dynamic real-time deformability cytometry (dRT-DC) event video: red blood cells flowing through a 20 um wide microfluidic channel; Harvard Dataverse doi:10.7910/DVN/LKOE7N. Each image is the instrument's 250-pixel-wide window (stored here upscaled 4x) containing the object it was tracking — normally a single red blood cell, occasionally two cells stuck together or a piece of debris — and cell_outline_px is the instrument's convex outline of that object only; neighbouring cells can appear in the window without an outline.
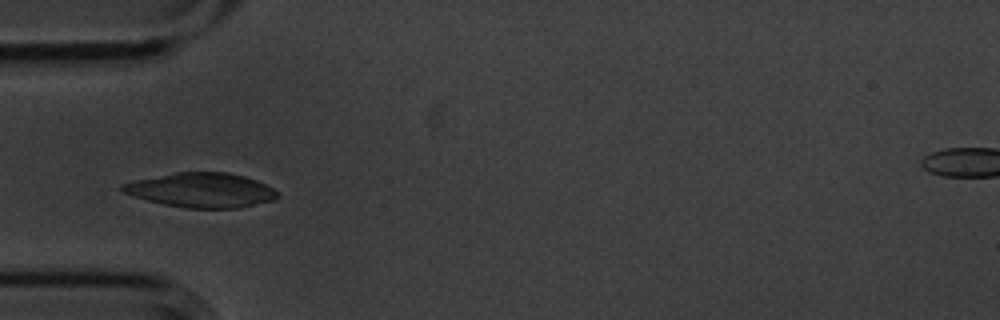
{"species": "common noctule bat (a hibernating species)", "species_latin": "Nyctalus noctula", "temperature_condition": "cold", "stored_images_in_passage": 13, "camera_frame_rate_fps": 3000, "um_per_image_px": 0.085, "animal": {"sex": "male", "body_mass_g": 20.1, "forearm_length_mm": 53.5}, "frame": {"image": 1, "passage_image": 3, "time_ms": 0.667, "image_size_px": [1000, 320], "cell_outline_px": [[280, 196], [276, 200], [240, 208], [184, 208], [164, 204], [148, 200], [124, 192], [120, 188], [120, 184], [136, 180], [176, 172], [228, 172], [244, 176], [256, 180], [272, 188]], "centroid_in_image_um": [17.15, 16.17], "position_along_channel_um": 67.8, "area_um2": 31.1}}
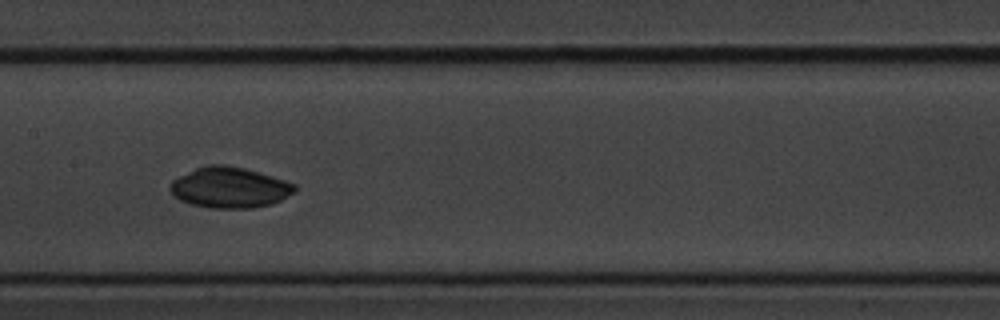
{"frame": {"image": 2, "passage_image": 6, "time_ms": 1.667, "image_size_px": [1000, 320], "cell_outline_px": [[296, 192], [272, 204], [252, 208], [212, 208], [192, 204], [180, 200], [168, 188], [168, 184], [172, 180], [196, 168], [208, 164], [224, 164], [244, 168], [272, 176], [296, 184]], "centroid_in_image_um": [19.52, 15.94], "position_along_channel_um": 187.9, "area_um2": 29.54}}
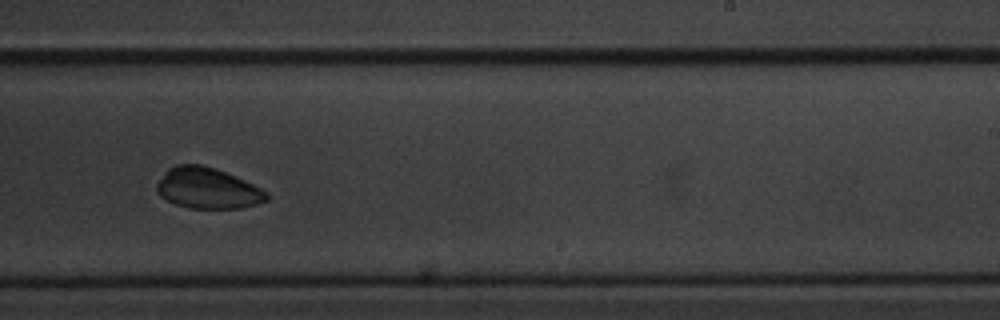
{"frame": {"image": 3, "passage_image": 8, "time_ms": 2.333, "image_size_px": [1000, 320], "cell_outline_px": [[268, 200], [256, 204], [240, 208], [188, 208], [176, 204], [160, 196], [156, 192], [156, 184], [168, 168], [176, 164], [200, 164], [224, 172], [244, 180], [268, 192]], "centroid_in_image_um": [17.62, 16.0], "position_along_channel_um": 271.4, "area_um2": 25.95}}